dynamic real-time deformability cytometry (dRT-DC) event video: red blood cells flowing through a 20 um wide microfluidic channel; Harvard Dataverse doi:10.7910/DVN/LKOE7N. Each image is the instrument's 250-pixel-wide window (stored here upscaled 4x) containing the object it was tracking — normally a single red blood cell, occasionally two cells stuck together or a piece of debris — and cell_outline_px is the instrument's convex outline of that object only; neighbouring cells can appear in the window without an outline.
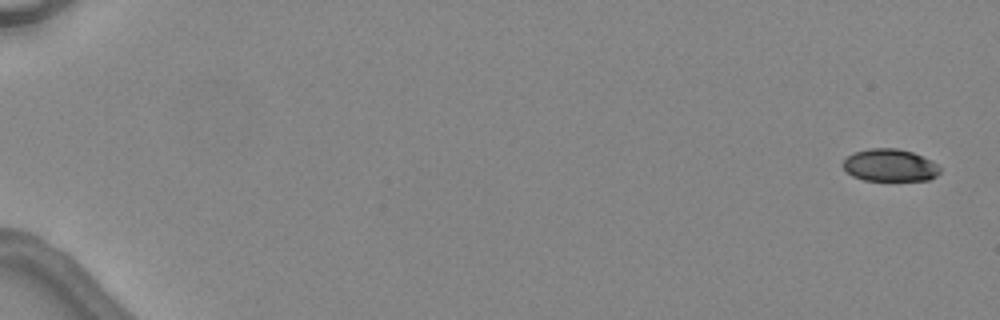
{"species": "common noctule bat (a hibernating species)", "species_latin": "Nyctalus noctula", "temperature_condition": "warm", "stored_images_in_passage": 7, "camera_frame_rate_fps": 3000, "um_per_image_px": 0.085, "animal": {"sex": "female", "body_mass_g": 24.6, "forearm_length_mm": 56.2}, "frame": {"image": 1, "passage_image": 1, "time_ms": 0.0, "image_size_px": [1000, 320], "cell_outline_px": [[940, 172], [936, 176], [928, 180], [864, 180], [852, 176], [844, 168], [844, 160], [848, 156], [856, 152], [868, 148], [896, 148], [912, 152], [936, 164], [940, 168]], "centroid_in_image_um": [75.63, 14.05], "position_along_channel_um": 9.4, "area_um2": 17.98}}